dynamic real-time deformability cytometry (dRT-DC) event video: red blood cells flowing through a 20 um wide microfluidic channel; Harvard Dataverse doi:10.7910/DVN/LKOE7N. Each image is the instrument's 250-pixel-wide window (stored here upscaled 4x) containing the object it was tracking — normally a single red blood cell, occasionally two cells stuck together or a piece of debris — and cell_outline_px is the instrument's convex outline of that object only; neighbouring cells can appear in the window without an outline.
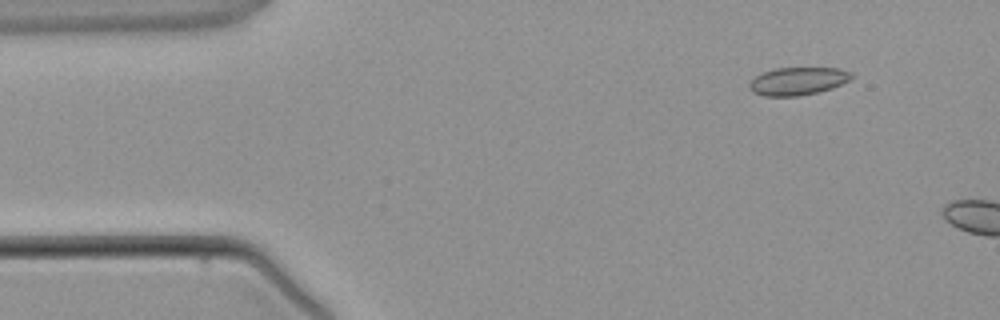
{"species": "common noctule bat (a hibernating species)", "species_latin": "Nyctalus noctula", "temperature_condition": "warm", "stored_images_in_passage": 2, "camera_frame_rate_fps": 3000, "um_per_image_px": 0.085, "animal": {"sex": "male", "body_mass_g": 21.5, "forearm_length_mm": 52.0}, "frame": {"image": 1, "passage_image": 1, "time_ms": 0.0, "image_size_px": [1000, 320], "cell_outline_px": [[852, 76], [848, 80], [832, 88], [820, 92], [800, 96], [764, 96], [752, 92], [748, 88], [748, 84], [756, 76], [764, 72], [776, 68], [840, 68], [852, 72]], "centroid_in_image_um": [67.8, 6.9], "position_along_channel_um": 17.2, "area_um2": 16.59}}